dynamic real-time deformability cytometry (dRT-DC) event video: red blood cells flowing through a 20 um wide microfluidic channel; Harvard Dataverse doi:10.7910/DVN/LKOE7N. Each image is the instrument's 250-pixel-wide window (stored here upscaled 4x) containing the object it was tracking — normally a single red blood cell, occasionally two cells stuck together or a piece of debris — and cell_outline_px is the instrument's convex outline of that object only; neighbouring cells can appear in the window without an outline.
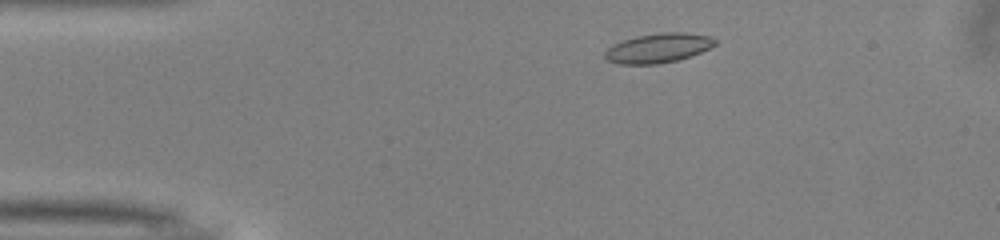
{"species": "common noctule bat (a hibernating species)", "species_latin": "Nyctalus noctula", "temperature_condition": "warm", "stored_images_in_passage": 35, "camera_frame_rate_fps": 3000, "um_per_image_px": 0.085, "animal": {"sex": "male", "body_mass_g": 13.0, "forearm_length_mm": 53.1}, "frame": {"image": 1, "passage_image": 4, "time_ms": 1.0, "image_size_px": [1000, 240], "cell_outline_px": [[716, 44], [692, 56], [660, 64], [616, 64], [608, 60], [604, 56], [604, 52], [608, 48], [624, 40], [636, 36], [664, 32], [684, 32], [708, 36], [716, 40]], "centroid_in_image_um": [55.94, 4.09], "position_along_channel_um": 29.1, "area_um2": 18.73}}
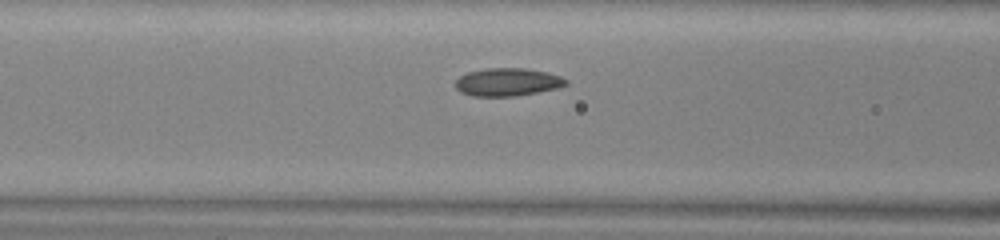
{"frame": {"image": 2, "passage_image": 15, "time_ms": 4.667, "image_size_px": [1000, 240], "cell_outline_px": [[568, 84], [560, 88], [512, 96], [472, 96], [460, 92], [456, 88], [456, 80], [460, 76], [468, 72], [488, 68], [524, 68], [548, 72], [560, 76], [568, 80]], "centroid_in_image_um": [43.16, 6.97], "position_along_channel_um": 123.4, "area_um2": 17.98}}
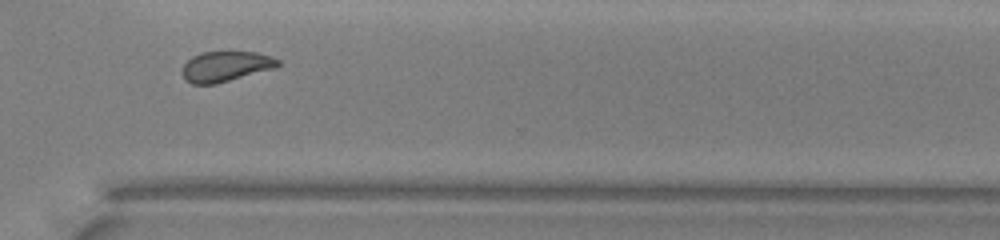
{"frame": {"image": 3, "passage_image": 32, "time_ms": 10.333, "image_size_px": [1000, 240], "cell_outline_px": [[280, 64], [276, 68], [216, 84], [192, 84], [184, 80], [180, 72], [184, 64], [192, 56], [200, 52], [256, 52], [272, 56], [280, 60]], "centroid_in_image_um": [19.17, 5.65], "position_along_channel_um": 351.4, "area_um2": 17.17}, "authors_computed_cell_mechanics": {"area_um2": 17.629, "velocity_mm_per_s": 4.0147, "shape_relaxation_time_tau1_ms": 6.7795, "shape_relaxation_time_tau2_ms": 2.0333, "deformation_change_tau1": 0.1414, "deformation_change_tau2": 0.0872}}